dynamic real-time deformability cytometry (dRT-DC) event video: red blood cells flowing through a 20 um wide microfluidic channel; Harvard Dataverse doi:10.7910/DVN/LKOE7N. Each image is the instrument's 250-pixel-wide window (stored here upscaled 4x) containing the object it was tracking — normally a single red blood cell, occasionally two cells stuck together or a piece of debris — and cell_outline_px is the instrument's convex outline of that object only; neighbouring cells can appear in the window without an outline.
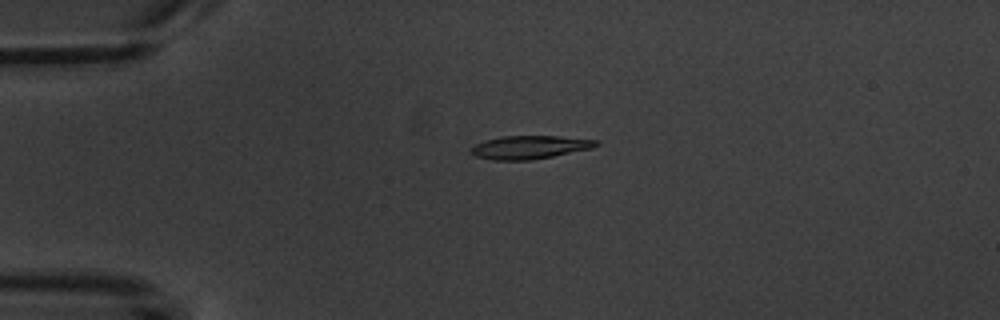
{"species": "common noctule bat (a hibernating species)", "species_latin": "Nyctalus noctula", "temperature_condition": "warm", "stored_images_in_passage": 2, "camera_frame_rate_fps": 3000, "um_per_image_px": 0.085, "animal": {"sex": "male", "body_mass_g": 20.1, "forearm_length_mm": 53.5}, "frame": {"image": 1, "passage_image": 1, "time_ms": 0.0, "image_size_px": [1000, 320], "cell_outline_px": [[600, 144], [592, 148], [552, 156], [528, 160], [492, 160], [476, 156], [468, 152], [476, 144], [484, 140], [500, 136], [556, 136], [600, 140]], "centroid_in_image_um": [45.01, 12.51], "position_along_channel_um": 40.0, "area_um2": 16.94}}